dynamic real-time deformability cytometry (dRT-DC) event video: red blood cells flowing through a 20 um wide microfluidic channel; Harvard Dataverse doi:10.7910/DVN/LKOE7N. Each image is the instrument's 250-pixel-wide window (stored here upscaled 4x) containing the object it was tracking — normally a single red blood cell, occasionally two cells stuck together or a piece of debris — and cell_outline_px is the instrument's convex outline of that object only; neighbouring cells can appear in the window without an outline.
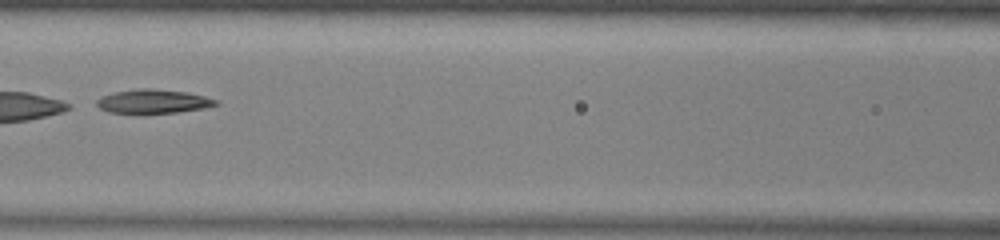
{"species": "common noctule bat (a hibernating species)", "species_latin": "Nyctalus noctula", "temperature_condition": "warm", "stored_images_in_passage": 50, "camera_frame_rate_fps": 3000, "um_per_image_px": 0.085, "animal": {"sex": "male", "body_mass_g": 13.0, "forearm_length_mm": 53.1}, "frame": {"image": 1, "passage_image": 22, "time_ms": 7.0, "image_size_px": [1000, 240], "cell_outline_px": [[220, 104], [204, 108], [176, 112], [140, 116], [108, 112], [100, 108], [96, 104], [96, 100], [112, 92], [140, 88], [152, 88], [188, 92], [204, 96], [216, 100]], "centroid_in_image_um": [12.97, 8.65], "position_along_channel_um": 153.6, "area_um2": 17.28}}